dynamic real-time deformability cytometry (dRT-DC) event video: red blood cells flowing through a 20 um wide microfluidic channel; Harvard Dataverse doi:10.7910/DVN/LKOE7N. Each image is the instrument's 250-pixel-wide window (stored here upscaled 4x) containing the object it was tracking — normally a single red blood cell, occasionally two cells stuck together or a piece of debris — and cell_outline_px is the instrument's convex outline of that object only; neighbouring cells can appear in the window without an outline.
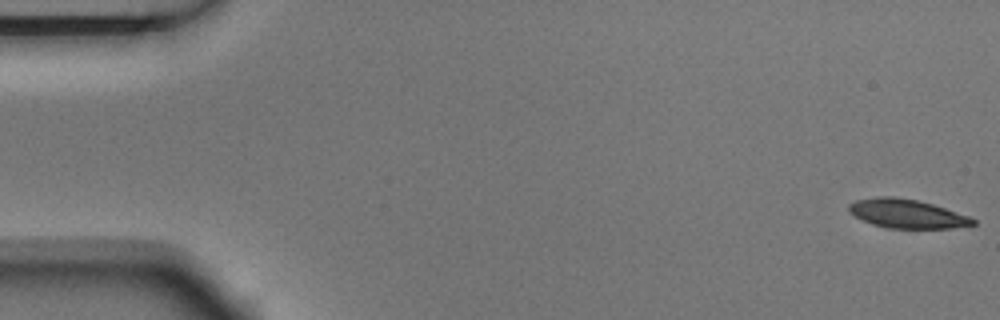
{"species": "Egyptian fruit bat (a non-hibernating species)", "species_latin": "Rousettus aegyptiacus", "temperature_condition": "room temperature", "stored_images_in_passage": 5, "camera_frame_rate_fps": 3000, "um_per_image_px": 0.085, "animal": {"sex": "male"}, "frame": {"image": 1, "passage_image": 1, "time_ms": 0.0, "image_size_px": [1000, 320], "cell_outline_px": [[976, 224], [952, 228], [888, 228], [872, 224], [848, 212], [848, 204], [856, 200], [876, 196], [896, 196], [916, 200], [932, 204], [968, 216], [976, 220]], "centroid_in_image_um": [77.05, 18.15], "position_along_channel_um": 7.9, "area_um2": 20.75}}
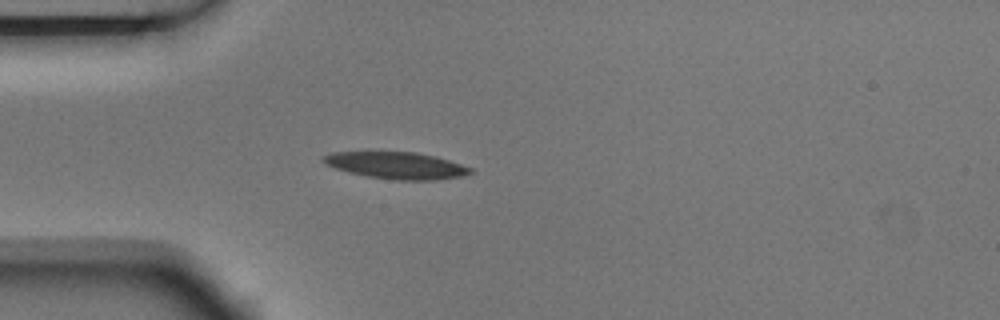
{"frame": {"image": 2, "passage_image": 5, "time_ms": 1.333, "image_size_px": [1000, 320], "cell_outline_px": [[472, 172], [460, 176], [436, 180], [396, 180], [368, 176], [348, 172], [324, 164], [320, 160], [320, 156], [332, 152], [416, 152], [436, 156], [472, 168]], "centroid_in_image_um": [33.64, 14.05], "position_along_channel_um": 51.4, "area_um2": 22.95}}